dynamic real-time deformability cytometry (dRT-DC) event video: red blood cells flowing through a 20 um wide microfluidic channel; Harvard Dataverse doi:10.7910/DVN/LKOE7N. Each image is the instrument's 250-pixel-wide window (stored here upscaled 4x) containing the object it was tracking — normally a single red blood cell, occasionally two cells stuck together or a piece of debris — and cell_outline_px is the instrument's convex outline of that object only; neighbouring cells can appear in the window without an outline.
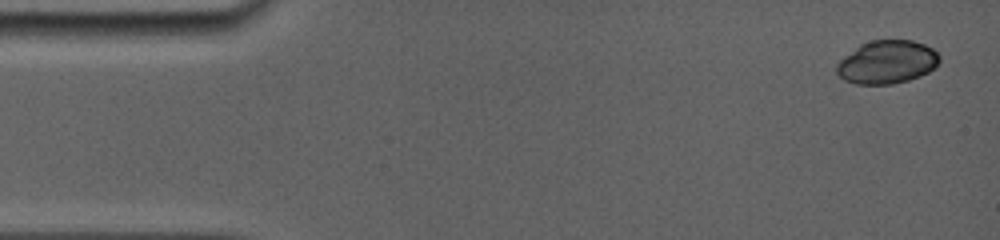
{"species": "common noctule bat (a hibernating species)", "species_latin": "Nyctalus noctula", "temperature_condition": "room temperature", "stored_images_in_passage": 5, "camera_frame_rate_fps": 5000, "um_per_image_px": 0.085, "animal": {"sex": "female", "body_mass_g": 19.0, "forearm_length_mm": 56.7}, "frame": {"image": 1, "passage_image": 1, "time_ms": 0.0, "image_size_px": [1000, 240], "cell_outline_px": [[940, 60], [936, 68], [920, 76], [908, 80], [892, 84], [856, 84], [844, 80], [836, 72], [836, 64], [844, 56], [860, 44], [872, 40], [912, 40], [924, 44], [932, 48], [940, 56]], "centroid_in_image_um": [75.4, 5.28], "position_along_channel_um": 9.6, "area_um2": 26.01}}
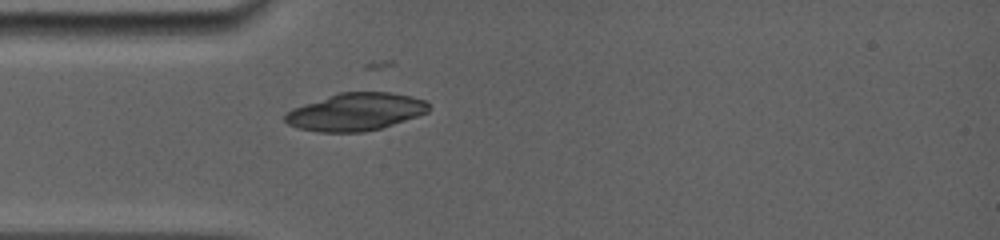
{"frame": {"image": 2, "passage_image": 5, "time_ms": 4.0, "image_size_px": [1000, 240], "cell_outline_px": [[428, 112], [380, 128], [364, 132], [320, 132], [300, 128], [288, 124], [284, 120], [284, 116], [292, 108], [340, 92], [392, 92], [412, 96], [424, 100], [428, 104]], "centroid_in_image_um": [30.22, 9.5], "position_along_channel_um": 54.8, "area_um2": 31.1}}